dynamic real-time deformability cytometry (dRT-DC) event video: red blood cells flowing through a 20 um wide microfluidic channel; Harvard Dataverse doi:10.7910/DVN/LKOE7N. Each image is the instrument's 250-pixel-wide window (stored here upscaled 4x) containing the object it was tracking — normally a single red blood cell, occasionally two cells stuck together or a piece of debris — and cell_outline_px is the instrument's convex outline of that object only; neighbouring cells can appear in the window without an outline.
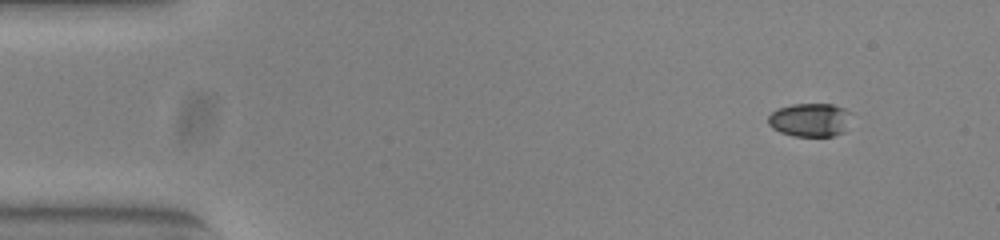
{"species": "common noctule bat (a hibernating species)", "species_latin": "Nyctalus noctula", "temperature_condition": "warm", "stored_images_in_passage": 49, "camera_frame_rate_fps": 3000, "um_per_image_px": 0.085, "animal": {"sex": "female", "body_mass_g": 23.0, "forearm_length_mm": 53.4}, "frame": {"image": 1, "passage_image": 1, "time_ms": 0.0, "image_size_px": [1000, 240], "cell_outline_px": [[852, 112], [844, 132], [832, 136], [792, 136], [780, 132], [772, 128], [768, 124], [768, 116], [772, 112], [780, 108], [792, 104], [832, 104], [844, 108]], "centroid_in_image_um": [68.85, 10.19], "position_along_channel_um": 16.1, "area_um2": 16.3}}
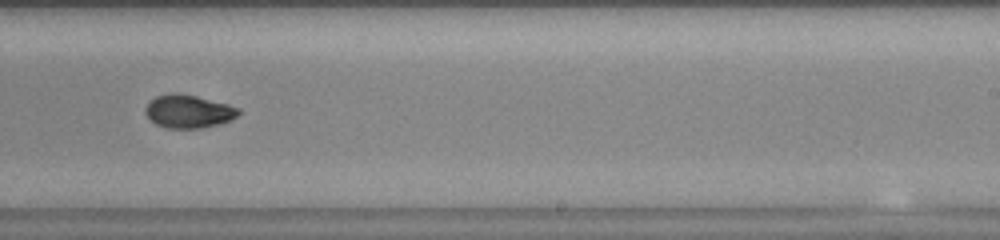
{"frame": {"image": 2, "passage_image": 29, "time_ms": 9.333, "image_size_px": [1000, 240], "cell_outline_px": [[240, 112], [236, 116], [220, 124], [200, 128], [164, 128], [156, 124], [144, 112], [144, 108], [156, 96], [172, 92], [196, 96], [228, 104], [240, 108]], "centroid_in_image_um": [16.01, 9.47], "position_along_channel_um": 273.0, "area_um2": 17.86}}
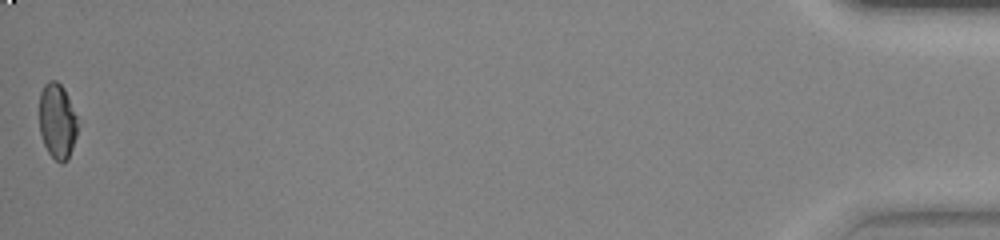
{"frame": {"image": 3, "passage_image": 49, "time_ms": 16.0, "image_size_px": [1000, 240], "cell_outline_px": [[76, 136], [68, 160], [60, 164], [48, 152], [44, 144], [40, 132], [40, 92], [44, 84], [48, 80], [56, 80], [64, 88], [76, 116]], "centroid_in_image_um": [4.85, 10.29], "position_along_channel_um": 430.3, "area_um2": 16.65}, "authors_computed_cell_mechanics": {"area_um2": 17.629, "velocity_mm_per_s": 3.8731, "shape_relaxation_time_tau1_ms": null, "shape_relaxation_time_tau2_ms": 2.0549, "deformation_change_tau1": null, "deformation_change_tau2": 0.0492}}